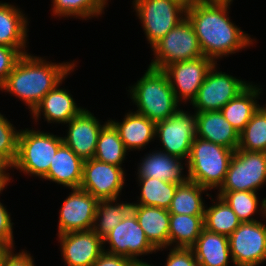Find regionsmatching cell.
Returning <instances> with one entry per match:
<instances>
[{
    "instance_id": "cell-1",
    "label": "cell",
    "mask_w": 266,
    "mask_h": 266,
    "mask_svg": "<svg viewBox=\"0 0 266 266\" xmlns=\"http://www.w3.org/2000/svg\"><path fill=\"white\" fill-rule=\"evenodd\" d=\"M231 5L198 2L186 8V17L193 25L203 55L215 63L256 43L255 38L232 22Z\"/></svg>"
},
{
    "instance_id": "cell-2",
    "label": "cell",
    "mask_w": 266,
    "mask_h": 266,
    "mask_svg": "<svg viewBox=\"0 0 266 266\" xmlns=\"http://www.w3.org/2000/svg\"><path fill=\"white\" fill-rule=\"evenodd\" d=\"M76 61L56 63L31 53L23 54L0 86V91L19 98L30 113L43 97L74 72Z\"/></svg>"
},
{
    "instance_id": "cell-3",
    "label": "cell",
    "mask_w": 266,
    "mask_h": 266,
    "mask_svg": "<svg viewBox=\"0 0 266 266\" xmlns=\"http://www.w3.org/2000/svg\"><path fill=\"white\" fill-rule=\"evenodd\" d=\"M127 91L131 102L137 107L135 112L155 123L175 115L181 108L163 70L148 66L144 75Z\"/></svg>"
},
{
    "instance_id": "cell-4",
    "label": "cell",
    "mask_w": 266,
    "mask_h": 266,
    "mask_svg": "<svg viewBox=\"0 0 266 266\" xmlns=\"http://www.w3.org/2000/svg\"><path fill=\"white\" fill-rule=\"evenodd\" d=\"M234 151L204 139L195 137L185 167L190 181L209 191L223 184Z\"/></svg>"
},
{
    "instance_id": "cell-5",
    "label": "cell",
    "mask_w": 266,
    "mask_h": 266,
    "mask_svg": "<svg viewBox=\"0 0 266 266\" xmlns=\"http://www.w3.org/2000/svg\"><path fill=\"white\" fill-rule=\"evenodd\" d=\"M63 143L62 136L41 129H21L18 138V153L14 170L26 176L43 179L50 168V163L59 146Z\"/></svg>"
},
{
    "instance_id": "cell-6",
    "label": "cell",
    "mask_w": 266,
    "mask_h": 266,
    "mask_svg": "<svg viewBox=\"0 0 266 266\" xmlns=\"http://www.w3.org/2000/svg\"><path fill=\"white\" fill-rule=\"evenodd\" d=\"M153 59L149 67L163 70L166 66L204 56L195 30L185 17L152 47Z\"/></svg>"
},
{
    "instance_id": "cell-7",
    "label": "cell",
    "mask_w": 266,
    "mask_h": 266,
    "mask_svg": "<svg viewBox=\"0 0 266 266\" xmlns=\"http://www.w3.org/2000/svg\"><path fill=\"white\" fill-rule=\"evenodd\" d=\"M266 186V153L236 149L223 184L217 191L221 197L231 191H260Z\"/></svg>"
},
{
    "instance_id": "cell-8",
    "label": "cell",
    "mask_w": 266,
    "mask_h": 266,
    "mask_svg": "<svg viewBox=\"0 0 266 266\" xmlns=\"http://www.w3.org/2000/svg\"><path fill=\"white\" fill-rule=\"evenodd\" d=\"M150 48L186 17V7L176 0H133Z\"/></svg>"
},
{
    "instance_id": "cell-9",
    "label": "cell",
    "mask_w": 266,
    "mask_h": 266,
    "mask_svg": "<svg viewBox=\"0 0 266 266\" xmlns=\"http://www.w3.org/2000/svg\"><path fill=\"white\" fill-rule=\"evenodd\" d=\"M215 63L198 90L196 98L190 105L194 112L220 111L230 100L242 92L251 82L218 71Z\"/></svg>"
},
{
    "instance_id": "cell-10",
    "label": "cell",
    "mask_w": 266,
    "mask_h": 266,
    "mask_svg": "<svg viewBox=\"0 0 266 266\" xmlns=\"http://www.w3.org/2000/svg\"><path fill=\"white\" fill-rule=\"evenodd\" d=\"M259 220L241 223L228 237L233 266L266 263V218Z\"/></svg>"
},
{
    "instance_id": "cell-11",
    "label": "cell",
    "mask_w": 266,
    "mask_h": 266,
    "mask_svg": "<svg viewBox=\"0 0 266 266\" xmlns=\"http://www.w3.org/2000/svg\"><path fill=\"white\" fill-rule=\"evenodd\" d=\"M180 109L175 115L156 123L155 138L160 151L187 161L196 137V115Z\"/></svg>"
},
{
    "instance_id": "cell-12",
    "label": "cell",
    "mask_w": 266,
    "mask_h": 266,
    "mask_svg": "<svg viewBox=\"0 0 266 266\" xmlns=\"http://www.w3.org/2000/svg\"><path fill=\"white\" fill-rule=\"evenodd\" d=\"M106 244L109 247L106 248ZM103 248L109 253L134 259L138 263H146L142 261L144 259H139L140 256L158 252L147 240L132 210L103 238Z\"/></svg>"
},
{
    "instance_id": "cell-13",
    "label": "cell",
    "mask_w": 266,
    "mask_h": 266,
    "mask_svg": "<svg viewBox=\"0 0 266 266\" xmlns=\"http://www.w3.org/2000/svg\"><path fill=\"white\" fill-rule=\"evenodd\" d=\"M124 168L100 162L94 158L84 160L80 188L98 200L117 199L125 186Z\"/></svg>"
},
{
    "instance_id": "cell-14",
    "label": "cell",
    "mask_w": 266,
    "mask_h": 266,
    "mask_svg": "<svg viewBox=\"0 0 266 266\" xmlns=\"http://www.w3.org/2000/svg\"><path fill=\"white\" fill-rule=\"evenodd\" d=\"M214 64L212 59L201 56L170 64L163 69L169 78L176 99L181 104L192 103Z\"/></svg>"
},
{
    "instance_id": "cell-15",
    "label": "cell",
    "mask_w": 266,
    "mask_h": 266,
    "mask_svg": "<svg viewBox=\"0 0 266 266\" xmlns=\"http://www.w3.org/2000/svg\"><path fill=\"white\" fill-rule=\"evenodd\" d=\"M69 190L71 192L64 199L59 210L56 235L73 231H87L93 229L94 226L99 200L81 188Z\"/></svg>"
},
{
    "instance_id": "cell-16",
    "label": "cell",
    "mask_w": 266,
    "mask_h": 266,
    "mask_svg": "<svg viewBox=\"0 0 266 266\" xmlns=\"http://www.w3.org/2000/svg\"><path fill=\"white\" fill-rule=\"evenodd\" d=\"M101 122L91 111L84 108L67 124V135H63V143L71 148L83 160L91 159L95 155L96 144L101 129L108 123Z\"/></svg>"
},
{
    "instance_id": "cell-17",
    "label": "cell",
    "mask_w": 266,
    "mask_h": 266,
    "mask_svg": "<svg viewBox=\"0 0 266 266\" xmlns=\"http://www.w3.org/2000/svg\"><path fill=\"white\" fill-rule=\"evenodd\" d=\"M57 237L67 266H92L104 251L103 239L93 229L67 232Z\"/></svg>"
},
{
    "instance_id": "cell-18",
    "label": "cell",
    "mask_w": 266,
    "mask_h": 266,
    "mask_svg": "<svg viewBox=\"0 0 266 266\" xmlns=\"http://www.w3.org/2000/svg\"><path fill=\"white\" fill-rule=\"evenodd\" d=\"M64 81L65 79L50 90L30 113L34 122H39L43 116L42 119L48 124L65 125L84 109V107L77 105L68 88H60Z\"/></svg>"
},
{
    "instance_id": "cell-19",
    "label": "cell",
    "mask_w": 266,
    "mask_h": 266,
    "mask_svg": "<svg viewBox=\"0 0 266 266\" xmlns=\"http://www.w3.org/2000/svg\"><path fill=\"white\" fill-rule=\"evenodd\" d=\"M185 162L187 161L155 148L140 159V163L137 164L136 177H148L175 184H184L189 180L187 171L186 175L184 174V167L187 166Z\"/></svg>"
},
{
    "instance_id": "cell-20",
    "label": "cell",
    "mask_w": 266,
    "mask_h": 266,
    "mask_svg": "<svg viewBox=\"0 0 266 266\" xmlns=\"http://www.w3.org/2000/svg\"><path fill=\"white\" fill-rule=\"evenodd\" d=\"M29 23L20 7L0 1V45L16 48L22 55L29 53Z\"/></svg>"
},
{
    "instance_id": "cell-21",
    "label": "cell",
    "mask_w": 266,
    "mask_h": 266,
    "mask_svg": "<svg viewBox=\"0 0 266 266\" xmlns=\"http://www.w3.org/2000/svg\"><path fill=\"white\" fill-rule=\"evenodd\" d=\"M108 121L118 131L128 152L142 151L156 139V123L135 111L129 110L121 122L112 118Z\"/></svg>"
},
{
    "instance_id": "cell-22",
    "label": "cell",
    "mask_w": 266,
    "mask_h": 266,
    "mask_svg": "<svg viewBox=\"0 0 266 266\" xmlns=\"http://www.w3.org/2000/svg\"><path fill=\"white\" fill-rule=\"evenodd\" d=\"M196 137L225 146L233 151L239 145V132L220 111L195 112Z\"/></svg>"
},
{
    "instance_id": "cell-23",
    "label": "cell",
    "mask_w": 266,
    "mask_h": 266,
    "mask_svg": "<svg viewBox=\"0 0 266 266\" xmlns=\"http://www.w3.org/2000/svg\"><path fill=\"white\" fill-rule=\"evenodd\" d=\"M84 160L62 143L50 163L48 174L43 180L63 185L66 189L80 188L83 178Z\"/></svg>"
},
{
    "instance_id": "cell-24",
    "label": "cell",
    "mask_w": 266,
    "mask_h": 266,
    "mask_svg": "<svg viewBox=\"0 0 266 266\" xmlns=\"http://www.w3.org/2000/svg\"><path fill=\"white\" fill-rule=\"evenodd\" d=\"M131 210L150 244L156 249L169 248L170 213L167 209L132 204Z\"/></svg>"
},
{
    "instance_id": "cell-25",
    "label": "cell",
    "mask_w": 266,
    "mask_h": 266,
    "mask_svg": "<svg viewBox=\"0 0 266 266\" xmlns=\"http://www.w3.org/2000/svg\"><path fill=\"white\" fill-rule=\"evenodd\" d=\"M251 82L242 92L220 109L224 118L240 133L261 106L263 89Z\"/></svg>"
},
{
    "instance_id": "cell-26",
    "label": "cell",
    "mask_w": 266,
    "mask_h": 266,
    "mask_svg": "<svg viewBox=\"0 0 266 266\" xmlns=\"http://www.w3.org/2000/svg\"><path fill=\"white\" fill-rule=\"evenodd\" d=\"M191 248L199 266H229L230 262L233 265L227 236L203 228Z\"/></svg>"
},
{
    "instance_id": "cell-27",
    "label": "cell",
    "mask_w": 266,
    "mask_h": 266,
    "mask_svg": "<svg viewBox=\"0 0 266 266\" xmlns=\"http://www.w3.org/2000/svg\"><path fill=\"white\" fill-rule=\"evenodd\" d=\"M208 189L200 186L196 182L188 180L184 184H179L175 191L174 197L168 208L170 214H187V215H204L205 200L203 194L207 197Z\"/></svg>"
},
{
    "instance_id": "cell-28",
    "label": "cell",
    "mask_w": 266,
    "mask_h": 266,
    "mask_svg": "<svg viewBox=\"0 0 266 266\" xmlns=\"http://www.w3.org/2000/svg\"><path fill=\"white\" fill-rule=\"evenodd\" d=\"M204 228V215L170 214L169 247L191 248Z\"/></svg>"
},
{
    "instance_id": "cell-29",
    "label": "cell",
    "mask_w": 266,
    "mask_h": 266,
    "mask_svg": "<svg viewBox=\"0 0 266 266\" xmlns=\"http://www.w3.org/2000/svg\"><path fill=\"white\" fill-rule=\"evenodd\" d=\"M215 200L210 195L208 198L212 204L205 206L204 228L207 230L229 237L241 224L238 216L234 213L228 203L219 196Z\"/></svg>"
},
{
    "instance_id": "cell-30",
    "label": "cell",
    "mask_w": 266,
    "mask_h": 266,
    "mask_svg": "<svg viewBox=\"0 0 266 266\" xmlns=\"http://www.w3.org/2000/svg\"><path fill=\"white\" fill-rule=\"evenodd\" d=\"M136 178L140 187V196H137L138 202L134 201L132 204L154 206L168 210L179 184L148 177Z\"/></svg>"
},
{
    "instance_id": "cell-31",
    "label": "cell",
    "mask_w": 266,
    "mask_h": 266,
    "mask_svg": "<svg viewBox=\"0 0 266 266\" xmlns=\"http://www.w3.org/2000/svg\"><path fill=\"white\" fill-rule=\"evenodd\" d=\"M52 12L54 18H76L89 20L99 18L105 14L104 10L109 6V0H51ZM108 5V6H107Z\"/></svg>"
},
{
    "instance_id": "cell-32",
    "label": "cell",
    "mask_w": 266,
    "mask_h": 266,
    "mask_svg": "<svg viewBox=\"0 0 266 266\" xmlns=\"http://www.w3.org/2000/svg\"><path fill=\"white\" fill-rule=\"evenodd\" d=\"M128 154L118 131L108 122L101 129L93 158L100 162L122 167Z\"/></svg>"
},
{
    "instance_id": "cell-33",
    "label": "cell",
    "mask_w": 266,
    "mask_h": 266,
    "mask_svg": "<svg viewBox=\"0 0 266 266\" xmlns=\"http://www.w3.org/2000/svg\"><path fill=\"white\" fill-rule=\"evenodd\" d=\"M257 192L231 191L221 197L228 203L241 223L257 221L254 215L266 218V198L261 199Z\"/></svg>"
},
{
    "instance_id": "cell-34",
    "label": "cell",
    "mask_w": 266,
    "mask_h": 266,
    "mask_svg": "<svg viewBox=\"0 0 266 266\" xmlns=\"http://www.w3.org/2000/svg\"><path fill=\"white\" fill-rule=\"evenodd\" d=\"M119 199L99 200L93 230L102 239L119 224L131 210L132 203ZM119 201V202H118Z\"/></svg>"
},
{
    "instance_id": "cell-35",
    "label": "cell",
    "mask_w": 266,
    "mask_h": 266,
    "mask_svg": "<svg viewBox=\"0 0 266 266\" xmlns=\"http://www.w3.org/2000/svg\"><path fill=\"white\" fill-rule=\"evenodd\" d=\"M266 153V104L261 105L239 133L238 148Z\"/></svg>"
},
{
    "instance_id": "cell-36",
    "label": "cell",
    "mask_w": 266,
    "mask_h": 266,
    "mask_svg": "<svg viewBox=\"0 0 266 266\" xmlns=\"http://www.w3.org/2000/svg\"><path fill=\"white\" fill-rule=\"evenodd\" d=\"M21 129L0 112V155L13 165L18 153V138Z\"/></svg>"
},
{
    "instance_id": "cell-37",
    "label": "cell",
    "mask_w": 266,
    "mask_h": 266,
    "mask_svg": "<svg viewBox=\"0 0 266 266\" xmlns=\"http://www.w3.org/2000/svg\"><path fill=\"white\" fill-rule=\"evenodd\" d=\"M169 250L164 266H199L192 248L169 247L157 251Z\"/></svg>"
},
{
    "instance_id": "cell-38",
    "label": "cell",
    "mask_w": 266,
    "mask_h": 266,
    "mask_svg": "<svg viewBox=\"0 0 266 266\" xmlns=\"http://www.w3.org/2000/svg\"><path fill=\"white\" fill-rule=\"evenodd\" d=\"M22 54L16 49L0 45V86L13 70Z\"/></svg>"
},
{
    "instance_id": "cell-39",
    "label": "cell",
    "mask_w": 266,
    "mask_h": 266,
    "mask_svg": "<svg viewBox=\"0 0 266 266\" xmlns=\"http://www.w3.org/2000/svg\"><path fill=\"white\" fill-rule=\"evenodd\" d=\"M13 225L14 223L11 219V213L0 201V241L9 243L13 248H15Z\"/></svg>"
},
{
    "instance_id": "cell-40",
    "label": "cell",
    "mask_w": 266,
    "mask_h": 266,
    "mask_svg": "<svg viewBox=\"0 0 266 266\" xmlns=\"http://www.w3.org/2000/svg\"><path fill=\"white\" fill-rule=\"evenodd\" d=\"M134 259L103 251L92 266H136Z\"/></svg>"
},
{
    "instance_id": "cell-41",
    "label": "cell",
    "mask_w": 266,
    "mask_h": 266,
    "mask_svg": "<svg viewBox=\"0 0 266 266\" xmlns=\"http://www.w3.org/2000/svg\"><path fill=\"white\" fill-rule=\"evenodd\" d=\"M14 252L15 248L6 256L3 266H36L35 260L29 251L21 249L19 252Z\"/></svg>"
},
{
    "instance_id": "cell-42",
    "label": "cell",
    "mask_w": 266,
    "mask_h": 266,
    "mask_svg": "<svg viewBox=\"0 0 266 266\" xmlns=\"http://www.w3.org/2000/svg\"><path fill=\"white\" fill-rule=\"evenodd\" d=\"M9 169V170H8ZM13 170L12 165L0 155V180L8 186L11 182V176L8 171Z\"/></svg>"
},
{
    "instance_id": "cell-43",
    "label": "cell",
    "mask_w": 266,
    "mask_h": 266,
    "mask_svg": "<svg viewBox=\"0 0 266 266\" xmlns=\"http://www.w3.org/2000/svg\"><path fill=\"white\" fill-rule=\"evenodd\" d=\"M13 247L9 243L0 241V266H3L6 256L11 252Z\"/></svg>"
},
{
    "instance_id": "cell-44",
    "label": "cell",
    "mask_w": 266,
    "mask_h": 266,
    "mask_svg": "<svg viewBox=\"0 0 266 266\" xmlns=\"http://www.w3.org/2000/svg\"><path fill=\"white\" fill-rule=\"evenodd\" d=\"M181 3L184 7L188 8L193 6L194 4L200 2V0H176Z\"/></svg>"
},
{
    "instance_id": "cell-45",
    "label": "cell",
    "mask_w": 266,
    "mask_h": 266,
    "mask_svg": "<svg viewBox=\"0 0 266 266\" xmlns=\"http://www.w3.org/2000/svg\"><path fill=\"white\" fill-rule=\"evenodd\" d=\"M234 0H200V2L233 3Z\"/></svg>"
},
{
    "instance_id": "cell-46",
    "label": "cell",
    "mask_w": 266,
    "mask_h": 266,
    "mask_svg": "<svg viewBox=\"0 0 266 266\" xmlns=\"http://www.w3.org/2000/svg\"><path fill=\"white\" fill-rule=\"evenodd\" d=\"M7 186L0 180V195L2 194L3 190H5Z\"/></svg>"
},
{
    "instance_id": "cell-47",
    "label": "cell",
    "mask_w": 266,
    "mask_h": 266,
    "mask_svg": "<svg viewBox=\"0 0 266 266\" xmlns=\"http://www.w3.org/2000/svg\"><path fill=\"white\" fill-rule=\"evenodd\" d=\"M136 266H156V265H153L152 263L150 264V263L146 262V263H138Z\"/></svg>"
}]
</instances>
